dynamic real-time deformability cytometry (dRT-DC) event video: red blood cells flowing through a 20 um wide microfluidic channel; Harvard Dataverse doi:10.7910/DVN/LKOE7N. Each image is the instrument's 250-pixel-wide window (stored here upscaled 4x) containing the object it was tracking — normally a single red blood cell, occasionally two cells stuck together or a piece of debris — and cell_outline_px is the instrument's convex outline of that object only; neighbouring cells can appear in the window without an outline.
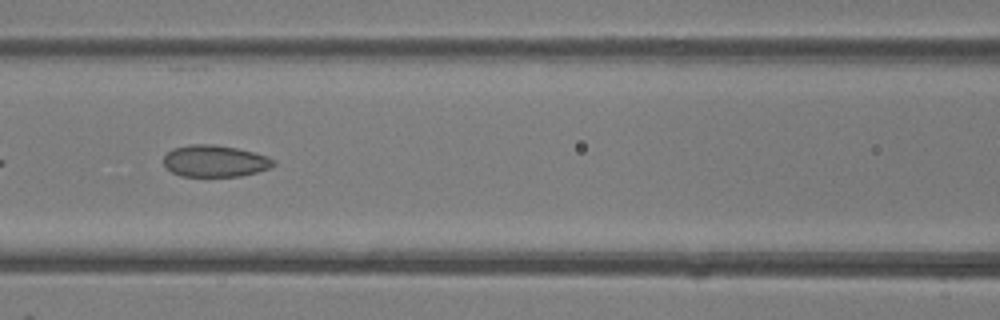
{"species": "common noctule bat (a hibernating species)", "species_latin": "Nyctalus noctula", "temperature_condition": "room temperature", "stored_images_in_passage": 46, "camera_frame_rate_fps": 3000, "um_per_image_px": 0.085, "animal": {"sex": "female"}, "frame": {"image": 1, "passage_image": 18, "time_ms": 5.667, "image_size_px": [1000, 320], "cell_outline_px": [[276, 164], [272, 168], [240, 176], [180, 176], [164, 168], [164, 156], [172, 148], [188, 144], [212, 144], [236, 148], [268, 156], [276, 160]], "centroid_in_image_um": [18.26, 13.69], "position_along_channel_um": 148.3, "area_um2": 20.52}}
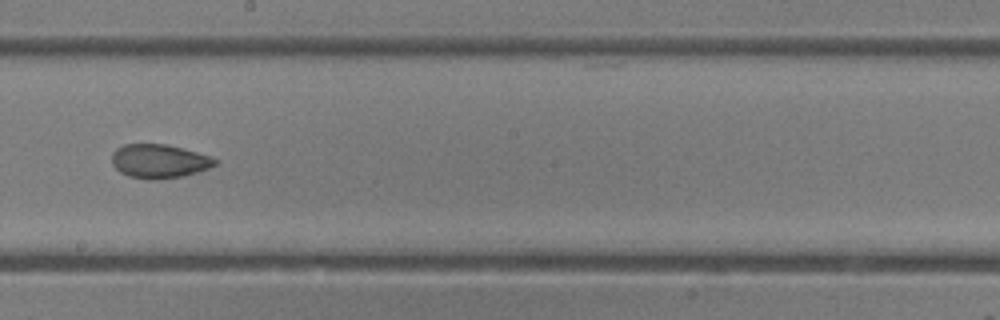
{"frame": {"image": 2, "passage_image": 24, "time_ms": 7.667, "image_size_px": [1000, 320], "cell_outline_px": [[220, 160], [216, 164], [208, 168], [184, 176], [160, 180], [152, 180], [128, 176], [120, 172], [112, 164], [112, 152], [116, 148], [124, 144], [164, 144], [196, 152]], "centroid_in_image_um": [13.5, 13.71], "position_along_channel_um": 234.7, "area_um2": 20.35}}
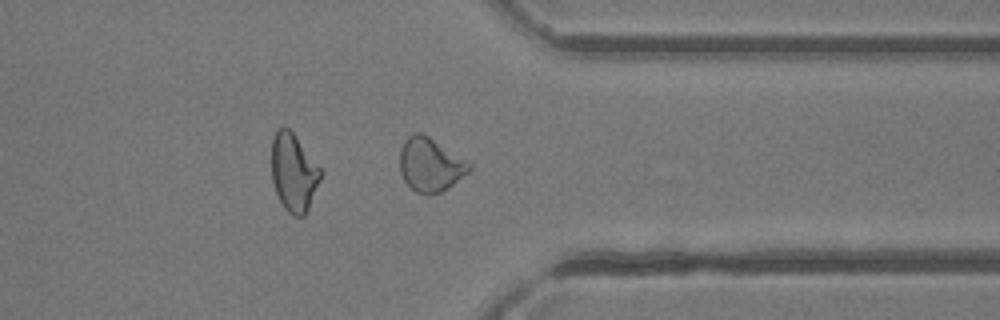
{"frame": {"image": 3, "passage_image": 34, "time_ms": 11.0, "image_size_px": [1000, 320], "cell_outline_px": [[472, 168], [468, 172], [452, 184], [440, 192], [416, 192], [404, 180], [400, 172], [400, 148], [404, 140], [408, 136], [416, 132], [424, 132], [472, 164]], "centroid_in_image_um": [36.56, 13.94], "position_along_channel_um": 374.8, "area_um2": 21.44}, "authors_computed_cell_mechanics": {"area_um2": 21.7617, "velocity_mm_per_s": 4.3227, "shape_relaxation_time_tau1_ms": null, "shape_relaxation_time_tau2_ms": 1.7459, "deformation_change_tau1": null, "deformation_change_tau2": 0.0561}}